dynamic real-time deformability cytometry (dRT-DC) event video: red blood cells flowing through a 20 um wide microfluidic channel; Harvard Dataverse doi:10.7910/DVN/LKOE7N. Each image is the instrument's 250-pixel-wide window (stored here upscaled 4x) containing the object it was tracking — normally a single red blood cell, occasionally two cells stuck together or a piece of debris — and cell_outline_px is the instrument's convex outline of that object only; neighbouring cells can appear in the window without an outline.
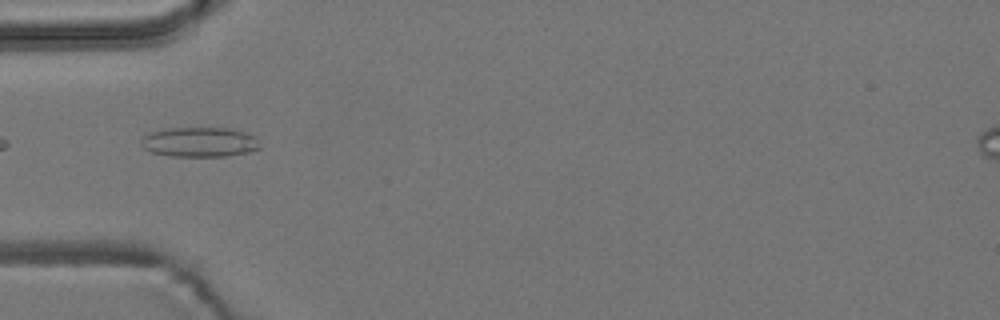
{"species": "common noctule bat (a hibernating species)", "species_latin": "Nyctalus noctula", "temperature_condition": "room temperature", "stored_images_in_passage": 6, "camera_frame_rate_fps": 3000, "um_per_image_px": 0.085, "animal": {"sex": "male", "body_mass_g": 19.2, "forearm_length_mm": 51.8}, "frame": {"image": 1, "passage_image": 5, "time_ms": 5.0, "image_size_px": [1000, 320], "cell_outline_px": [[260, 148], [248, 152], [224, 156], [172, 156], [152, 152], [144, 148], [140, 144], [140, 136], [148, 132], [164, 128], [228, 128], [244, 132], [256, 136]], "centroid_in_image_um": [16.9, 12.06], "position_along_channel_um": 68.1, "area_um2": 20.75}}